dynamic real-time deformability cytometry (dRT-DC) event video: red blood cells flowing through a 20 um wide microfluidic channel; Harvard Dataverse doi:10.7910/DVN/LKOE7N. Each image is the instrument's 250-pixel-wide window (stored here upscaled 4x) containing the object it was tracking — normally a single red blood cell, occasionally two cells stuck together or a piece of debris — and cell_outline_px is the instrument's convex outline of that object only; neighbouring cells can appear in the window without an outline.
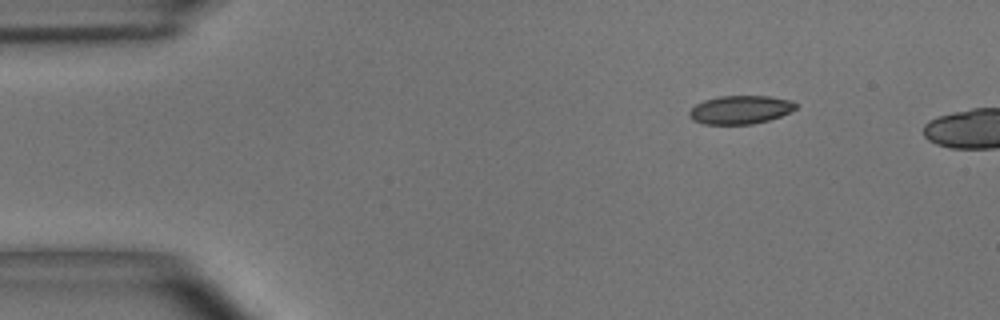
{"species": "common noctule bat (a hibernating species)", "species_latin": "Nyctalus noctula", "temperature_condition": "room temperature", "stored_images_in_passage": 5, "camera_frame_rate_fps": 3000, "um_per_image_px": 0.085, "animal": {"sex": "male", "body_mass_g": 15.6}, "frame": {"image": 1, "passage_image": 1, "time_ms": 0.0, "image_size_px": [1000, 320], "cell_outline_px": [[796, 108], [780, 116], [768, 120], [752, 124], [704, 124], [692, 120], [688, 116], [688, 112], [696, 104], [704, 100], [720, 96], [768, 96], [792, 100], [796, 104]], "centroid_in_image_um": [62.9, 9.33], "position_along_channel_um": 22.1, "area_um2": 17.57}}